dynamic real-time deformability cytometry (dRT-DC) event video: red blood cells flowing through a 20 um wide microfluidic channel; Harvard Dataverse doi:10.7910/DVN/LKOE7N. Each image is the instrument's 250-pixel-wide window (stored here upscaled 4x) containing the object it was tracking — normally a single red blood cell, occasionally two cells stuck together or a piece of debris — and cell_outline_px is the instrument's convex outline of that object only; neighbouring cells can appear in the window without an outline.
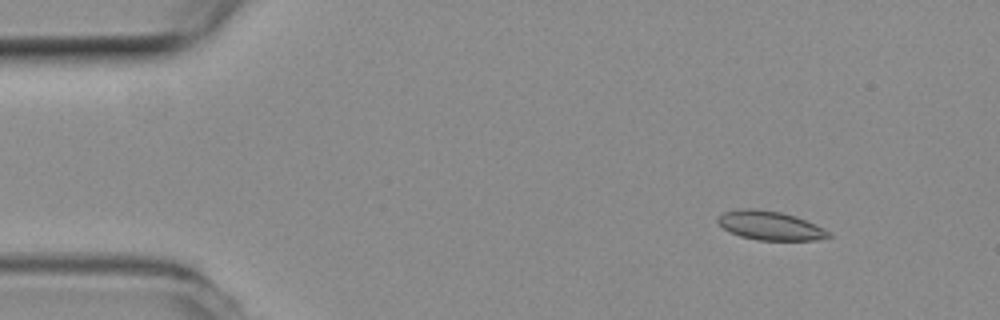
{"species": "common noctule bat (a hibernating species)", "species_latin": "Nyctalus noctula", "temperature_condition": "room temperature", "stored_images_in_passage": 3, "camera_frame_rate_fps": 3000, "um_per_image_px": 0.085, "animal": {"sex": "female", "body_mass_g": 19.3, "forearm_length_mm": 54.1}, "frame": {"image": 1, "passage_image": 1, "time_ms": 0.0, "image_size_px": [1000, 320], "cell_outline_px": [[832, 236], [816, 240], [756, 240], [740, 236], [728, 232], [716, 220], [724, 212], [748, 208], [752, 208], [780, 212], [796, 216], [828, 232]], "centroid_in_image_um": [65.41, 19.18], "position_along_channel_um": 19.6, "area_um2": 18.26}}